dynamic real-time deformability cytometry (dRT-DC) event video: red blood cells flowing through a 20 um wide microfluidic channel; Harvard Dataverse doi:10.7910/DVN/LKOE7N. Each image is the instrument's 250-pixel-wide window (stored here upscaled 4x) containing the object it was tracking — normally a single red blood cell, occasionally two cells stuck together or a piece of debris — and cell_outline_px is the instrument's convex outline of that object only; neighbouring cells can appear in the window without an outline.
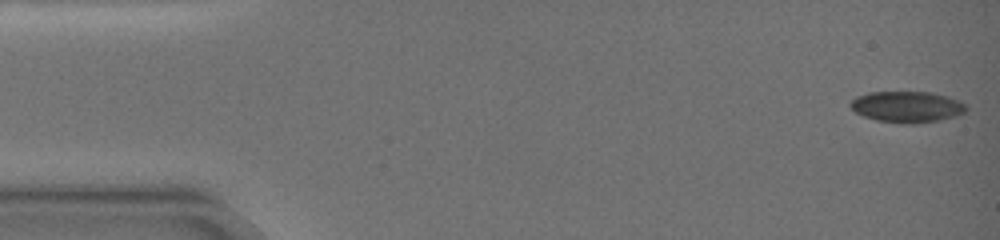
{"species": "common noctule bat (a hibernating species)", "species_latin": "Nyctalus noctula", "temperature_condition": "warm", "stored_images_in_passage": 86, "camera_frame_rate_fps": 3000, "um_per_image_px": 0.085, "animal": {"sex": "female", "body_mass_g": 19.0, "forearm_length_mm": 51.5}, "frame": {"image": 1, "passage_image": 1, "time_ms": 0.0, "image_size_px": [1000, 240], "cell_outline_px": [[968, 108], [964, 112], [956, 116], [940, 120], [912, 124], [904, 124], [876, 120], [864, 116], [856, 112], [848, 104], [856, 96], [868, 92], [932, 92], [948, 96], [968, 104]], "centroid_in_image_um": [77.12, 9.08], "position_along_channel_um": 7.9, "area_um2": 21.21}}
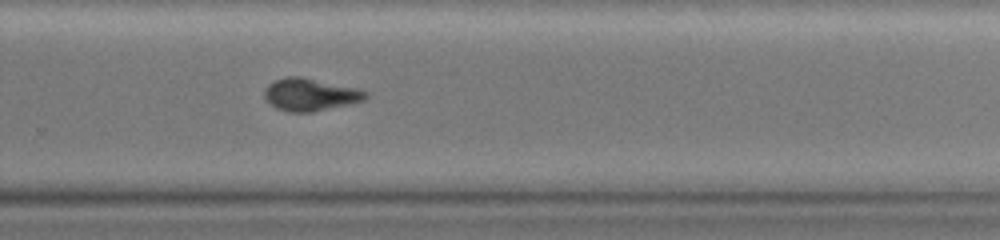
{"frame": {"image": 2, "passage_image": 60, "time_ms": 12.333, "image_size_px": [1000, 240], "cell_outline_px": [[368, 96], [364, 100], [352, 104], [312, 112], [288, 112], [276, 108], [264, 96], [264, 88], [268, 84], [284, 76], [300, 76], [356, 88], [368, 92]], "centroid_in_image_um": [26.37, 8.04], "position_along_channel_um": 303.4, "area_um2": 19.19}}
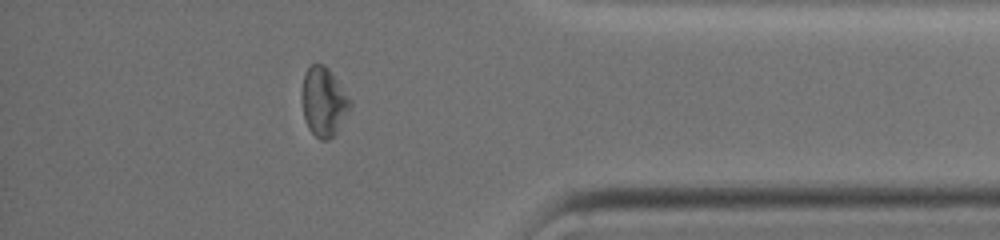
{"frame": {"image": 3, "passage_image": 76, "time_ms": 15.667, "image_size_px": [1000, 240], "cell_outline_px": [[352, 108], [336, 132], [328, 140], [320, 140], [308, 128], [304, 120], [300, 100], [300, 92], [304, 72], [312, 64], [324, 64], [328, 68], [352, 100]], "centroid_in_image_um": [27.49, 8.64], "position_along_channel_um": 407.7, "area_um2": 19.88}, "authors_computed_cell_mechanics": {"area_um2": 20.519, "velocity_mm_per_s": 3.5058, "shape_relaxation_time_tau1_ms": 8.2814, "shape_relaxation_time_tau2_ms": 2.9971, "deformation_change_tau1": 0.2112, "deformation_change_tau2": 0.0712}}